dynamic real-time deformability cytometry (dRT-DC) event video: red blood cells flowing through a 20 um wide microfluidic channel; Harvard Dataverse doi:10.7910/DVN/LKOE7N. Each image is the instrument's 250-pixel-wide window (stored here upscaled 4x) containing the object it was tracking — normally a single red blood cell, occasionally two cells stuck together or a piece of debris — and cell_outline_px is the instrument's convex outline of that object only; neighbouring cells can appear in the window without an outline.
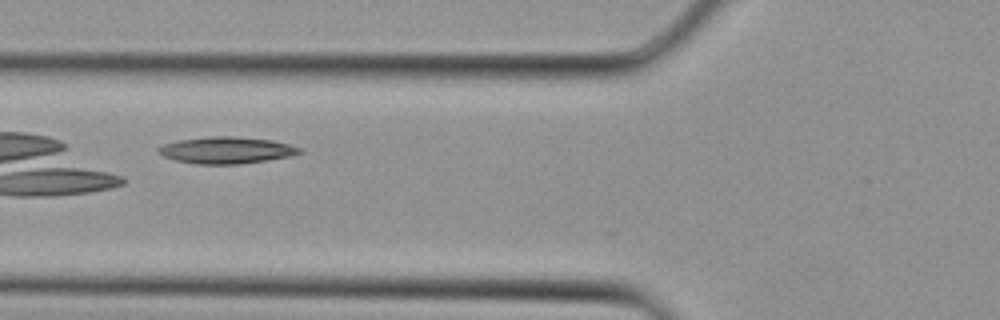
{"species": "Egyptian fruit bat (a non-hibernating species)", "species_latin": "Rousettus aegyptiacus", "temperature_condition": "cold", "stored_images_in_passage": 3, "camera_frame_rate_fps": 3000, "um_per_image_px": 0.085, "animal": {"sex": "female"}, "frame": {"image": 1, "passage_image": 3, "time_ms": 0.667, "image_size_px": [1000, 320], "cell_outline_px": [[304, 152], [288, 156], [268, 160], [240, 164], [196, 164], [176, 160], [164, 156], [156, 148], [164, 144], [176, 140], [212, 136], [236, 136], [272, 140], [288, 144], [300, 148]], "centroid_in_image_um": [19.24, 12.76], "position_along_channel_um": 106.6, "area_um2": 21.91}}